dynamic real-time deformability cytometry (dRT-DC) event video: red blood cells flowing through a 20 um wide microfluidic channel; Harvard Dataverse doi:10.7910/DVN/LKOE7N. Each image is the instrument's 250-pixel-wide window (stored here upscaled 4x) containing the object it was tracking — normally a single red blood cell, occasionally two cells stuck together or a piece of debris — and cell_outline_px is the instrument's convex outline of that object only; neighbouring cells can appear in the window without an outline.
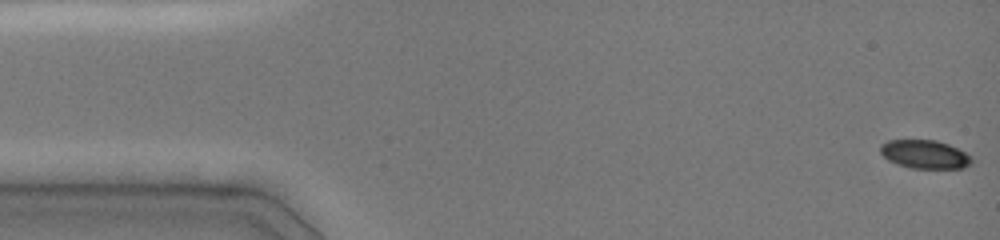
{"species": "common noctule bat (a hibernating species)", "species_latin": "Nyctalus noctula", "temperature_condition": "cold", "stored_images_in_passage": 47, "camera_frame_rate_fps": 3000, "um_per_image_px": 0.085, "animal": {"sex": "female", "body_mass_g": 19.0, "forearm_length_mm": 51.5}, "frame": {"image": 1, "passage_image": 1, "time_ms": 0.0, "image_size_px": [1000, 240], "cell_outline_px": [[972, 164], [964, 168], [912, 168], [896, 164], [888, 160], [880, 152], [880, 144], [888, 140], [936, 140], [948, 144], [972, 156]], "centroid_in_image_um": [78.6, 13.12], "position_along_channel_um": 6.4, "area_um2": 15.2}}
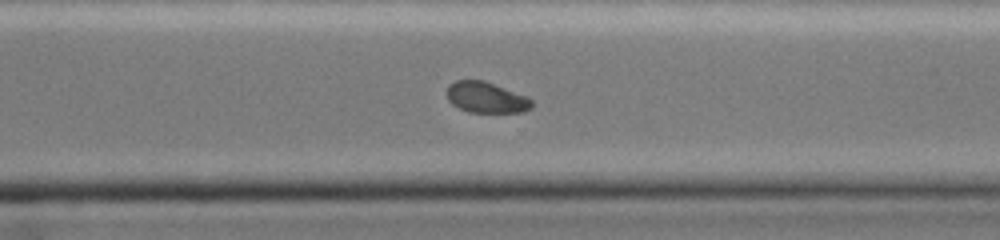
{"frame": {"image": 2, "passage_image": 34, "time_ms": 11.0, "image_size_px": [1000, 240], "cell_outline_px": [[532, 108], [524, 112], [468, 112], [452, 104], [448, 100], [448, 84], [456, 80], [484, 80], [528, 96], [532, 100]], "centroid_in_image_um": [41.35, 8.28], "position_along_channel_um": 329.2, "area_um2": 15.37}}
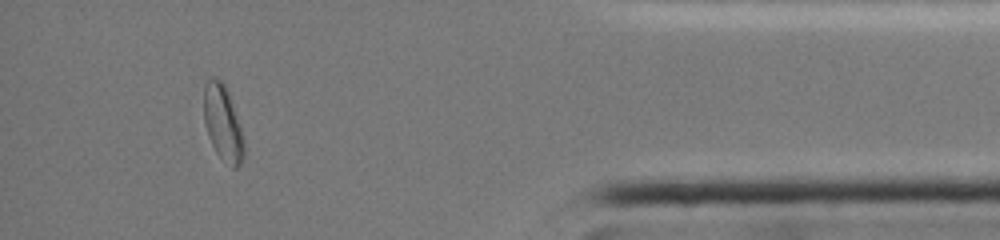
{"frame": {"image": 3, "passage_image": 43, "time_ms": 14.0, "image_size_px": [1000, 240], "cell_outline_px": [[244, 156], [240, 164], [236, 168], [232, 168], [216, 152], [208, 136], [204, 124], [204, 84], [212, 76], [216, 76], [224, 84], [228, 92], [240, 124], [244, 140]], "centroid_in_image_um": [18.94, 10.45], "position_along_channel_um": 416.3, "area_um2": 17.69}, "authors_computed_cell_mechanics": {"area_um2": 16.8198, "velocity_mm_per_s": 4.0562, "shape_relaxation_time_tau1_ms": 1.8027, "shape_relaxation_time_tau2_ms": null, "deformation_change_tau1": 0.1007, "deformation_change_tau2": null}}